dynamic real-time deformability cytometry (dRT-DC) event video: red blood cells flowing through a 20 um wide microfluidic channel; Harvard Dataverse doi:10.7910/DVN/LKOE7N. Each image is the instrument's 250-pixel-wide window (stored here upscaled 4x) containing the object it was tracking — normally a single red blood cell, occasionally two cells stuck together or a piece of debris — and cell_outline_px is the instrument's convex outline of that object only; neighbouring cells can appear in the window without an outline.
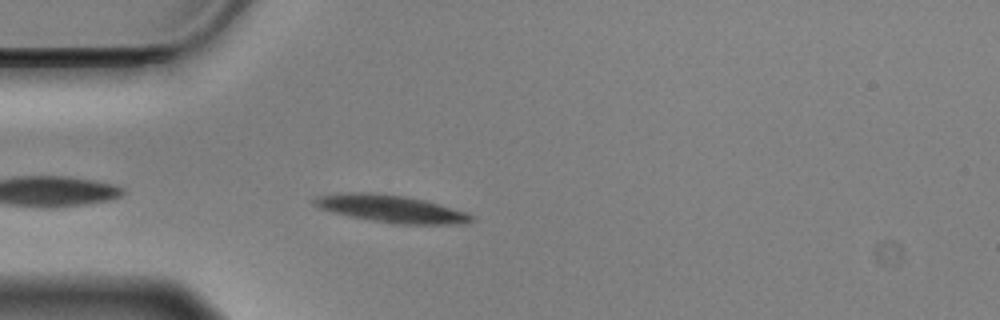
{"species": "Egyptian fruit bat (a non-hibernating species)", "species_latin": "Rousettus aegyptiacus", "temperature_condition": "cold", "stored_images_in_passage": 35, "camera_frame_rate_fps": 3000, "um_per_image_px": 0.085, "animal": {"sex": "male"}, "frame": {"image": 1, "passage_image": 4, "time_ms": 1.0, "image_size_px": [1000, 320], "cell_outline_px": [[476, 220], [464, 224], [400, 224], [372, 220], [348, 216], [332, 212], [320, 208], [312, 204], [312, 200], [316, 196], [348, 192], [368, 192], [404, 196], [424, 200], [468, 212]], "centroid_in_image_um": [33.25, 17.74], "position_along_channel_um": 51.7, "area_um2": 25.03}}
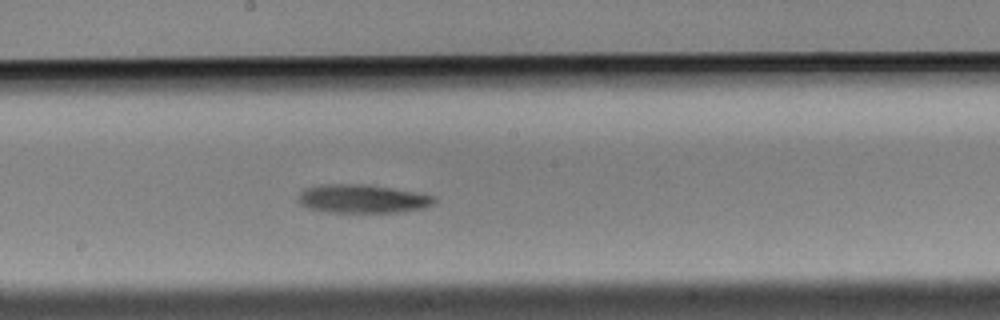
{"frame": {"image": 2, "passage_image": 19, "time_ms": 6.0, "image_size_px": [1000, 320], "cell_outline_px": [[436, 200], [432, 204], [424, 208], [396, 212], [324, 212], [308, 208], [300, 204], [296, 200], [300, 192], [304, 188], [320, 184], [368, 184], [416, 192], [436, 196]], "centroid_in_image_um": [30.76, 16.89], "position_along_channel_um": 217.4, "area_um2": 22.83}}
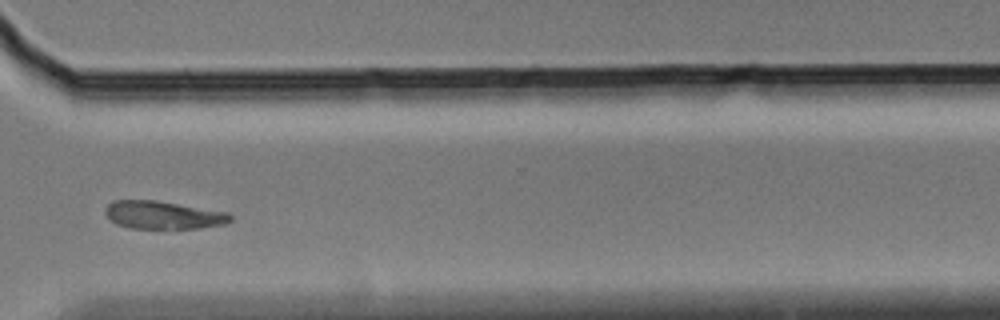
{"frame": {"image": 3, "passage_image": 31, "time_ms": 10.0, "image_size_px": [1000, 320], "cell_outline_px": [[232, 220], [224, 224], [200, 228], [128, 228], [116, 224], [104, 212], [104, 208], [112, 200], [152, 200], [228, 212], [232, 216]], "centroid_in_image_um": [13.85, 18.28], "position_along_channel_um": 356.8, "area_um2": 20.23}, "authors_computed_cell_mechanics": {"area_um2": 22.6576, "velocity_mm_per_s": 3.4872, "shape_relaxation_time_tau1_ms": 4.5071, "shape_relaxation_time_tau2_ms": null, "deformation_change_tau1": 0.127, "deformation_change_tau2": null}}